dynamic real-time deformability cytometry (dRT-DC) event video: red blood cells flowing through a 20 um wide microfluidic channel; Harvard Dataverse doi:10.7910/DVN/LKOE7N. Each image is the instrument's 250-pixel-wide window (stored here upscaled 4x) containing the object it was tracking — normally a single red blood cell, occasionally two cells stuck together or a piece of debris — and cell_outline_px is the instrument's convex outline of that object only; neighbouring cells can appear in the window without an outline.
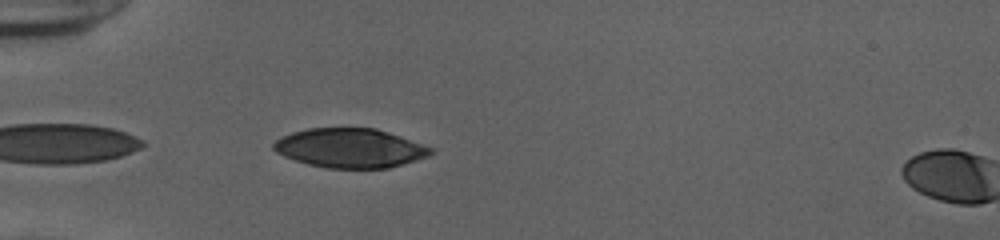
{"species": "human", "species_latin": "Homo sapiens", "temperature_condition": "cold", "stored_images_in_passage": 38, "camera_frame_rate_fps": 3000, "um_per_image_px": 0.085, "donor": {"sex": "female"}, "frame": {"image": 1, "passage_image": 2, "time_ms": 0.333, "image_size_px": [1000, 240], "cell_outline_px": [[436, 148], [428, 156], [388, 168], [328, 168], [308, 164], [284, 156], [276, 152], [272, 148], [272, 144], [276, 140], [292, 132], [308, 128], [376, 128]], "centroid_in_image_um": [29.76, 12.58], "position_along_channel_um": 55.2, "area_um2": 35.84}}
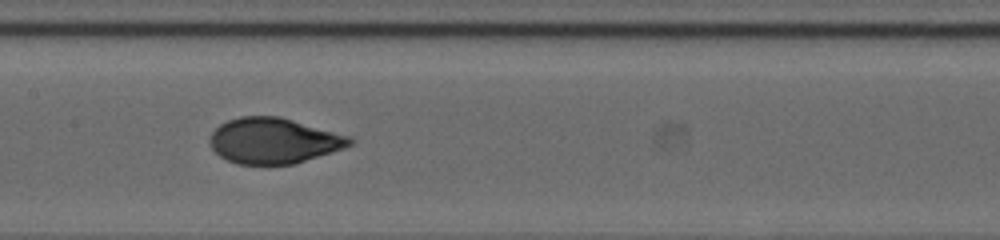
{"frame": {"image": 2, "passage_image": 13, "time_ms": 4.0, "image_size_px": [1000, 240], "cell_outline_px": [[356, 140], [352, 144], [344, 148], [296, 164], [268, 168], [236, 164], [220, 156], [212, 148], [208, 140], [212, 132], [220, 124], [228, 120], [240, 116], [280, 116], [352, 136]], "centroid_in_image_um": [23.28, 12.0], "position_along_channel_um": 184.1, "area_um2": 38.38}}
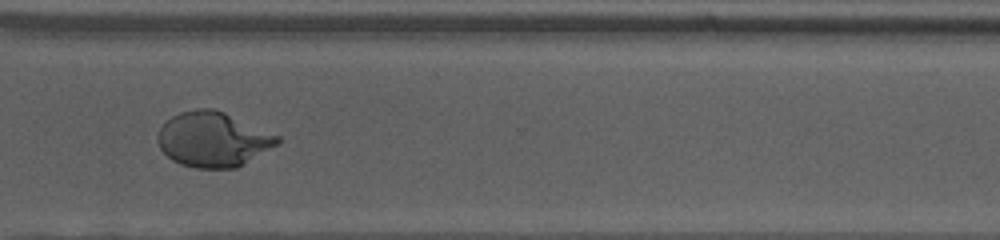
{"frame": {"image": 3, "passage_image": 26, "time_ms": 8.333, "image_size_px": [1000, 240], "cell_outline_px": [[280, 144], [236, 168], [196, 168], [180, 164], [172, 160], [160, 148], [156, 140], [156, 136], [160, 128], [172, 116], [180, 112], [196, 108], [212, 108], [224, 112], [280, 136]], "centroid_in_image_um": [18.11, 11.85], "position_along_channel_um": 352.5, "area_um2": 38.32}, "authors_computed_cell_mechanics": {"area_um2": 38.1191, "velocity_mm_per_s": 3.8928, "shape_relaxation_time_tau1_ms": 4.9805, "shape_relaxation_time_tau2_ms": null, "deformation_change_tau1": 0.2222, "deformation_change_tau2": null}}